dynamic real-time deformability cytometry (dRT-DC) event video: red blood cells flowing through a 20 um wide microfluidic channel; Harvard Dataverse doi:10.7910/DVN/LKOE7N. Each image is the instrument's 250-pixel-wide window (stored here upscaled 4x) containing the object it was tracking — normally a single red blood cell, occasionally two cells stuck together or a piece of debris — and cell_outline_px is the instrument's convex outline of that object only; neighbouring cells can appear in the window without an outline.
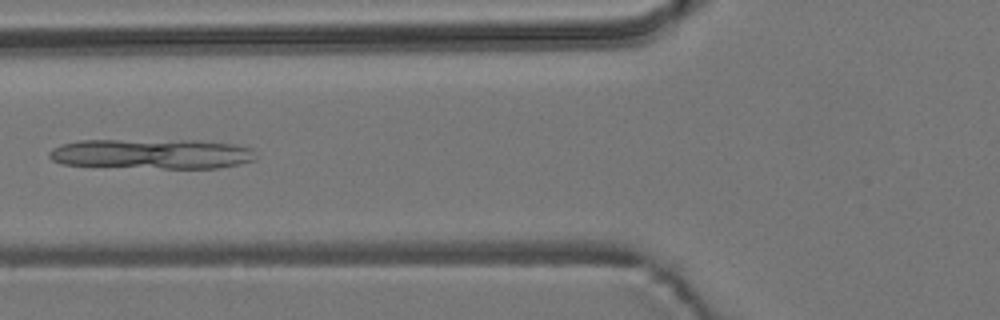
{"species": "common noctule bat (a hibernating species)", "species_latin": "Nyctalus noctula", "temperature_condition": "room temperature", "stored_images_in_passage": 6, "camera_frame_rate_fps": 3000, "um_per_image_px": 0.085, "animal": {"sex": "male", "body_mass_g": 19.2, "forearm_length_mm": 51.8}, "frame": {"image": 1, "passage_image": 5, "time_ms": 4.667, "image_size_px": [1000, 320], "cell_outline_px": [[256, 160], [240, 164], [216, 168], [164, 168], [64, 164], [52, 160], [48, 156], [48, 152], [52, 148], [60, 144], [80, 140], [196, 140], [232, 144], [252, 148]], "centroid_in_image_um": [12.91, 13.07], "position_along_channel_um": 112.9, "area_um2": 36.07}}
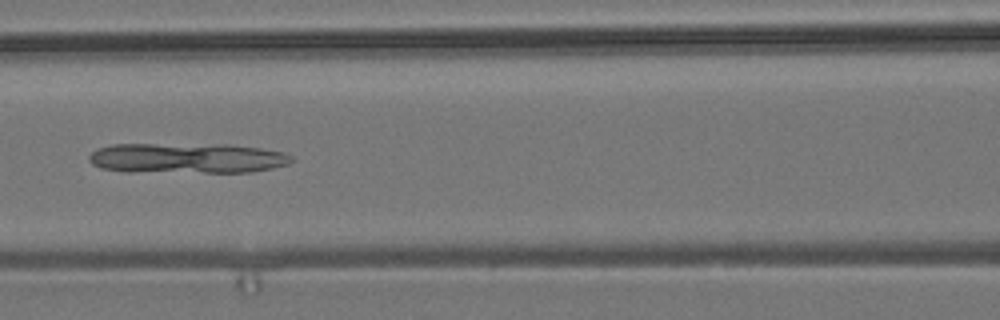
{"frame": {"image": 2, "passage_image": 6, "time_ms": 5.667, "image_size_px": [1000, 320], "cell_outline_px": [[296, 160], [288, 164], [272, 168], [252, 172], [128, 172], [100, 168], [92, 164], [88, 160], [88, 156], [92, 152], [100, 148], [112, 144], [228, 144], [260, 148], [284, 152], [292, 156]], "centroid_in_image_um": [15.91, 13.44], "position_along_channel_um": 150.7, "area_um2": 36.18}}